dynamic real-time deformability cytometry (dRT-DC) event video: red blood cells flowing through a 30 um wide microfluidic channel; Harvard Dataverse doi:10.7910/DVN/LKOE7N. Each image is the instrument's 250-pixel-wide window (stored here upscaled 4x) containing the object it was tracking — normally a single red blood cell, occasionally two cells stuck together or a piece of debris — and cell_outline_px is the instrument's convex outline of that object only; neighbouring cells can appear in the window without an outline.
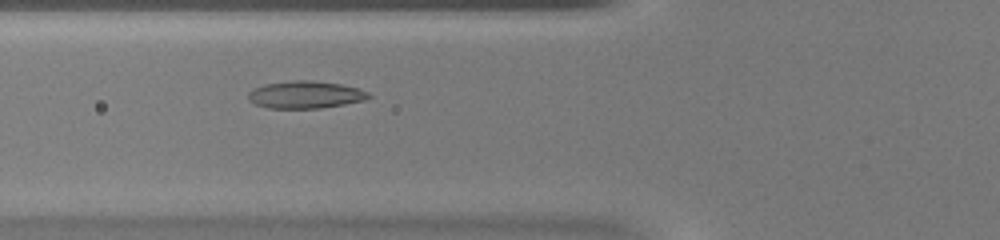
{"species": "common noctule bat (a hibernating species)", "species_latin": "Nyctalus noctula", "temperature_condition": "warm", "stored_images_in_passage": 40, "camera_frame_rate_fps": 3000, "um_per_image_px": 0.085, "animal": {"sex": "female", "body_mass_g": 20.0, "forearm_length_mm": 54.0}, "frame": {"image": 1, "passage_image": 11, "time_ms": 3.333, "image_size_px": [1000, 240], "cell_outline_px": [[372, 96], [364, 100], [344, 104], [320, 108], [268, 108], [256, 104], [248, 100], [248, 92], [252, 88], [264, 84], [292, 80], [312, 80], [340, 84], [356, 88], [368, 92]], "centroid_in_image_um": [25.91, 8.04], "position_along_channel_um": 99.9, "area_um2": 19.19}}
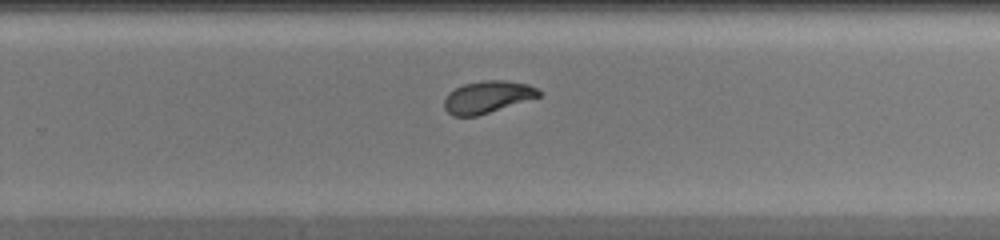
{"frame": {"image": 2, "passage_image": 24, "time_ms": 7.667, "image_size_px": [1000, 240], "cell_outline_px": [[544, 92], [540, 96], [476, 116], [452, 116], [444, 108], [444, 100], [448, 92], [464, 84], [484, 80], [508, 80], [528, 84]], "centroid_in_image_um": [41.43, 8.23], "position_along_channel_um": 288.4, "area_um2": 17.63}}
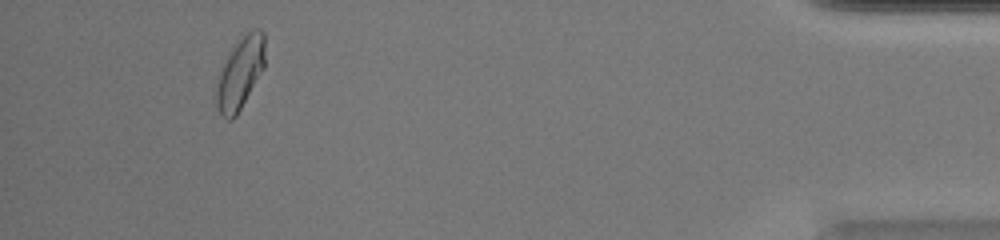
{"frame": {"image": 3, "passage_image": 37, "time_ms": 12.0, "image_size_px": [1000, 240], "cell_outline_px": [[264, 68], [236, 116], [232, 120], [228, 120], [220, 116], [216, 104], [216, 80], [228, 52], [252, 28], [260, 28], [264, 32]], "centroid_in_image_um": [20.39, 6.23], "position_along_channel_um": 414.8, "area_um2": 20.35}}